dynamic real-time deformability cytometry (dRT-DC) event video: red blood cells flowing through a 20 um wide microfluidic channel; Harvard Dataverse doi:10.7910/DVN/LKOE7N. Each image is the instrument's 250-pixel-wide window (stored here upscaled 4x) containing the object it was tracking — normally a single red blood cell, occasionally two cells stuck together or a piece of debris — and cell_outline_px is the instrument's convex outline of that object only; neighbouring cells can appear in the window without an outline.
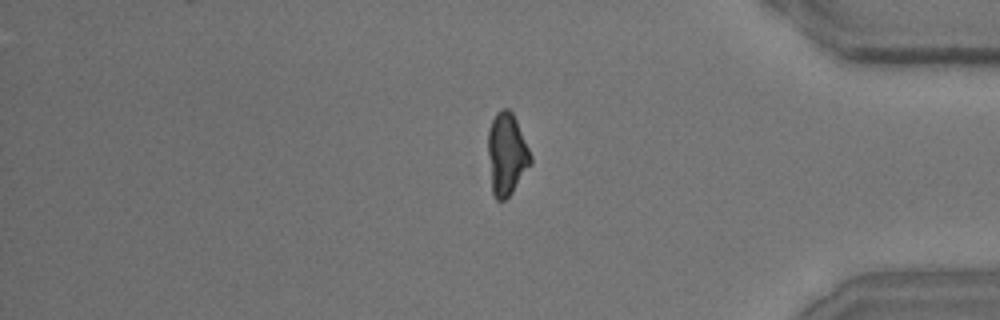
{"species": "common noctule bat (a hibernating species)", "species_latin": "Nyctalus noctula", "temperature_condition": "room temperature", "stored_images_in_passage": 33, "camera_frame_rate_fps": 3000, "um_per_image_px": 0.085, "animal": {"sex": "male", "body_mass_g": 15.6}, "frame": {"image": 1, "passage_image": 29, "time_ms": 9.333, "image_size_px": [1000, 320], "cell_outline_px": [[532, 164], [512, 192], [504, 200], [496, 200], [492, 196], [488, 152], [488, 128], [496, 112], [504, 108], [508, 108], [512, 112], [516, 120], [532, 156]], "centroid_in_image_um": [43.06, 13.11], "position_along_channel_um": 392.1, "area_um2": 20.46}}